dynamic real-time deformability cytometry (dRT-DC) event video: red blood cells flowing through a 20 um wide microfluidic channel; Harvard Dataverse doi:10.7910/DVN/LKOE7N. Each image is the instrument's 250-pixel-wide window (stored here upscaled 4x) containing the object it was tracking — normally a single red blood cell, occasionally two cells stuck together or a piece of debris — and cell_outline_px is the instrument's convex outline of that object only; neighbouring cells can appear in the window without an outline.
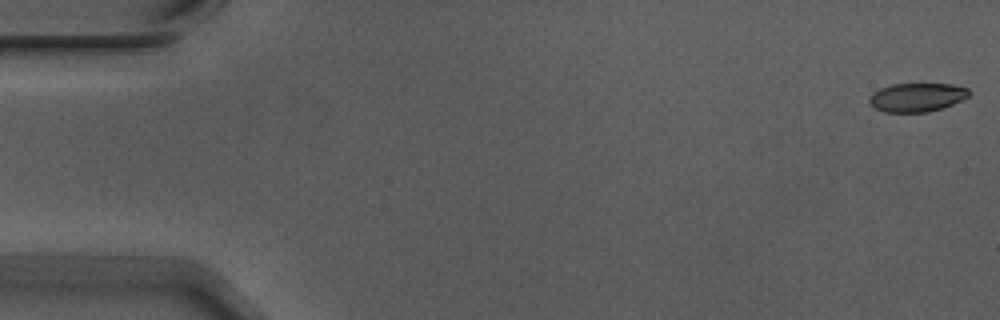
{"species": "Egyptian fruit bat (a non-hibernating species)", "species_latin": "Rousettus aegyptiacus", "temperature_condition": "warm", "stored_images_in_passage": 46, "camera_frame_rate_fps": 3000, "um_per_image_px": 0.085, "animal": {"sex": "male"}, "frame": {"image": 1, "passage_image": 1, "time_ms": 0.0, "image_size_px": [1000, 320], "cell_outline_px": [[968, 96], [952, 104], [928, 112], [884, 112], [876, 108], [868, 100], [872, 92], [880, 88], [892, 84], [952, 84], [968, 88]], "centroid_in_image_um": [77.9, 8.26], "position_along_channel_um": 7.1, "area_um2": 16.47}}
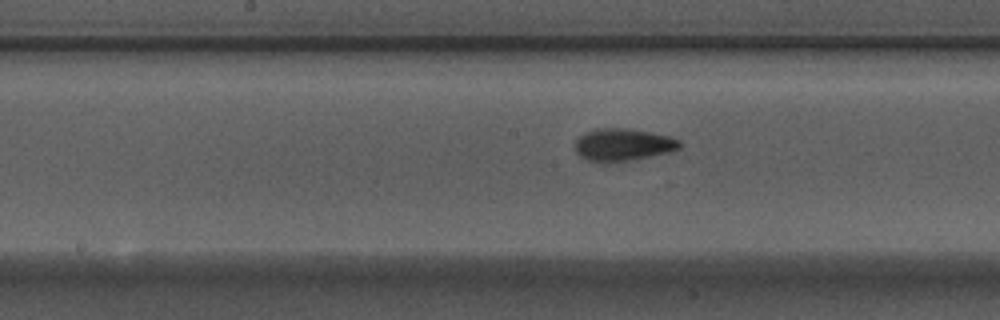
{"frame": {"image": 2, "passage_image": 28, "time_ms": 9.0, "image_size_px": [1000, 320], "cell_outline_px": [[684, 144], [680, 148], [672, 152], [628, 160], [604, 164], [588, 160], [580, 156], [576, 152], [576, 140], [584, 132], [596, 128], [624, 128], [672, 136], [680, 140]], "centroid_in_image_um": [52.98, 12.31], "position_along_channel_um": 195.2, "area_um2": 20.0}}
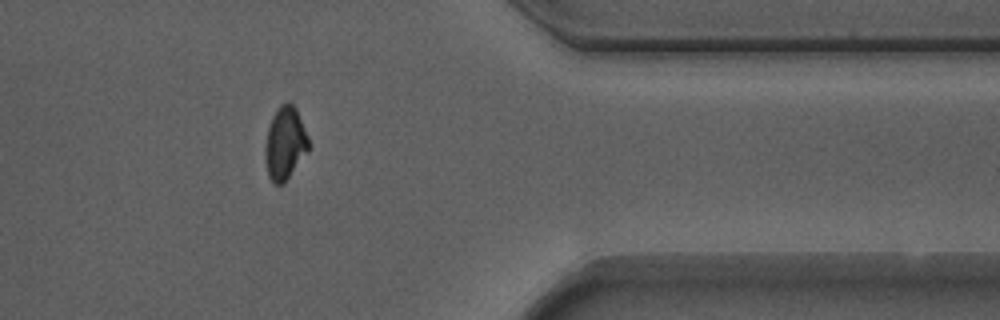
{"frame": {"image": 3, "passage_image": 45, "time_ms": 14.667, "image_size_px": [1000, 320], "cell_outline_px": [[308, 152], [284, 184], [272, 184], [268, 176], [264, 156], [264, 148], [268, 128], [272, 116], [280, 104], [288, 100], [296, 108], [308, 136]], "centroid_in_image_um": [24.21, 12.19], "position_along_channel_um": 387.2, "area_um2": 18.73}, "authors_computed_cell_mechanics": {"area_um2": 18.7272, "velocity_mm_per_s": 3.7337, "shape_relaxation_time_tau1_ms": 5.3686, "shape_relaxation_time_tau2_ms": 1.5759, "deformation_change_tau1": 0.1376, "deformation_change_tau2": 0.0688}}